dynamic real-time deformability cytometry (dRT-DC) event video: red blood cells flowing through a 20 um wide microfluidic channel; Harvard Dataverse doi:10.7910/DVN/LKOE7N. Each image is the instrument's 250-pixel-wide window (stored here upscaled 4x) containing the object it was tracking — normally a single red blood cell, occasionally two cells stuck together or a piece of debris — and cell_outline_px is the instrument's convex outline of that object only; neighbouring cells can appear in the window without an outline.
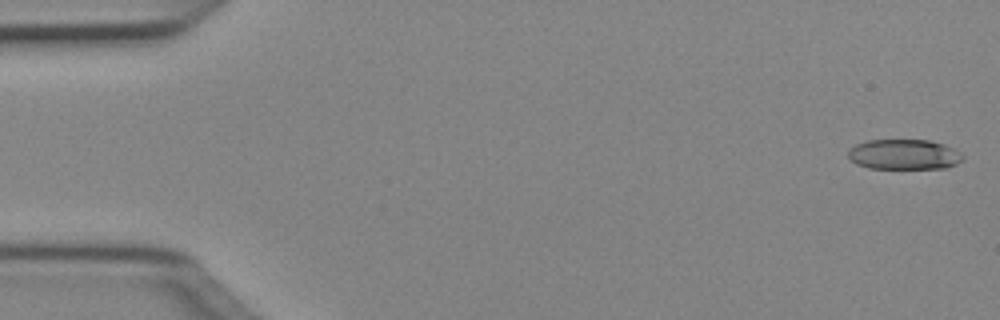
{"species": "Egyptian fruit bat (a non-hibernating species)", "species_latin": "Rousettus aegyptiacus", "temperature_condition": "cold", "stored_images_in_passage": 50, "camera_frame_rate_fps": 3000, "um_per_image_px": 0.085, "animal": {"sex": "female"}, "frame": {"image": 1, "passage_image": 1, "time_ms": 0.0, "image_size_px": [1000, 320], "cell_outline_px": [[964, 156], [956, 164], [948, 168], [868, 168], [856, 164], [848, 156], [848, 152], [856, 144], [868, 140], [928, 140], [944, 144], [960, 152]], "centroid_in_image_um": [76.85, 13.13], "position_along_channel_um": 8.2, "area_um2": 20.06}}
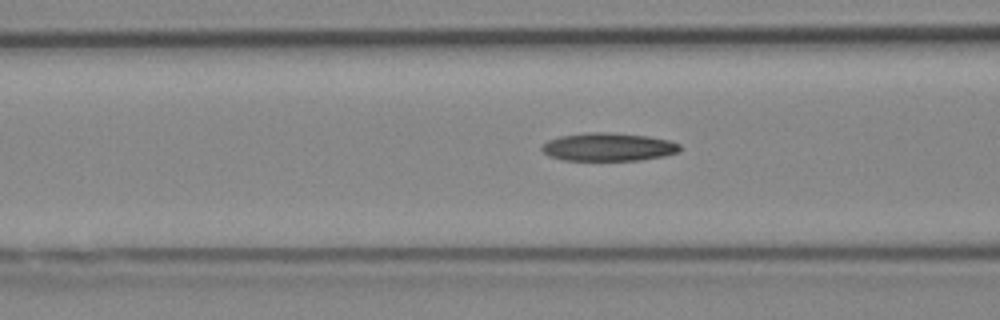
{"frame": {"image": 2, "passage_image": 19, "time_ms": 6.0, "image_size_px": [1000, 320], "cell_outline_px": [[680, 152], [664, 156], [640, 160], [564, 160], [548, 156], [540, 148], [548, 140], [560, 136], [588, 132], [604, 132], [648, 136], [668, 140], [680, 144]], "centroid_in_image_um": [51.71, 12.49], "position_along_channel_um": 114.9, "area_um2": 22.6}}
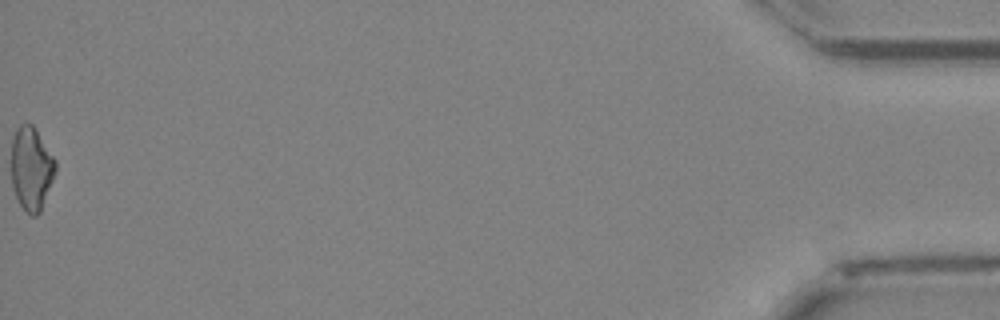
{"frame": {"image": 3, "passage_image": 50, "time_ms": 16.333, "image_size_px": [1000, 320], "cell_outline_px": [[56, 172], [40, 212], [36, 216], [32, 216], [20, 204], [16, 196], [12, 184], [12, 140], [16, 128], [20, 124], [32, 124], [56, 160]], "centroid_in_image_um": [2.67, 14.32], "position_along_channel_um": 432.5, "area_um2": 21.21}, "authors_computed_cell_mechanics": {"area_um2": 21.7906, "velocity_mm_per_s": 4.0662, "shape_relaxation_time_tau1_ms": null, "shape_relaxation_time_tau2_ms": 9.051, "deformation_change_tau1": null, "deformation_change_tau2": 0.2275}}